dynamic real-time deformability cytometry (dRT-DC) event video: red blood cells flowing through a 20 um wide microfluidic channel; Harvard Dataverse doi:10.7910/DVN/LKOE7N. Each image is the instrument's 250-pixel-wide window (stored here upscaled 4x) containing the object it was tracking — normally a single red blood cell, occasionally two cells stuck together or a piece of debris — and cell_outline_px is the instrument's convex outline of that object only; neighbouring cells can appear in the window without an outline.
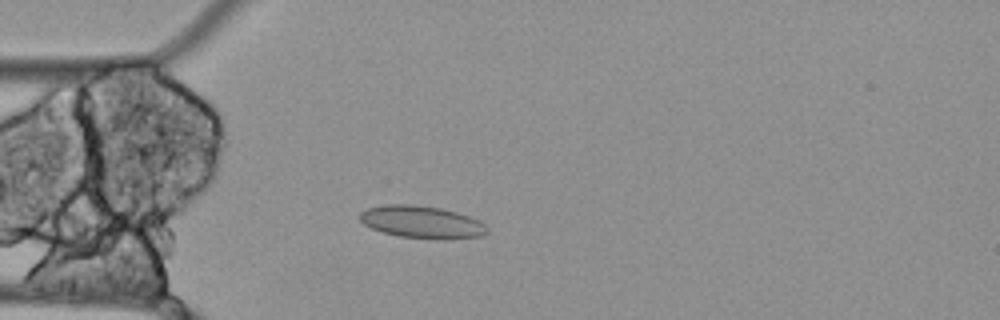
{"species": "Egyptian fruit bat (a non-hibernating species)", "species_latin": "Rousettus aegyptiacus", "temperature_condition": "cold", "stored_images_in_passage": 58, "camera_frame_rate_fps": 3000, "um_per_image_px": 0.085, "animal": {"sex": "female"}, "frame": {"image": 1, "passage_image": 16, "time_ms": 5.0, "image_size_px": [1000, 320], "cell_outline_px": [[488, 232], [480, 236], [444, 240], [436, 240], [400, 236], [384, 232], [372, 228], [364, 224], [360, 220], [360, 212], [368, 208], [388, 204], [412, 204], [440, 208], [456, 212], [480, 220], [488, 228]], "centroid_in_image_um": [35.88, 18.88], "position_along_channel_um": 49.1, "area_um2": 24.04}}
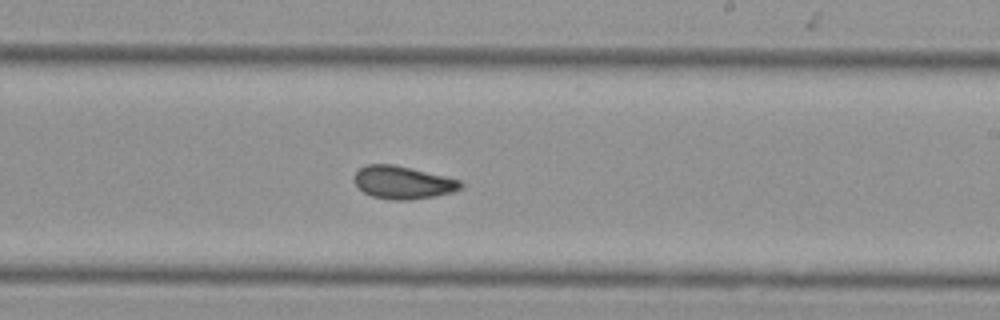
{"frame": {"image": 2, "passage_image": 34, "time_ms": 11.0, "image_size_px": [1000, 320], "cell_outline_px": [[464, 184], [460, 188], [452, 192], [436, 196], [408, 200], [392, 200], [372, 196], [364, 192], [356, 184], [356, 172], [360, 168], [368, 164], [392, 164], [444, 176], [460, 180]], "centroid_in_image_um": [34.26, 15.52], "position_along_channel_um": 254.7, "area_um2": 20.0}}
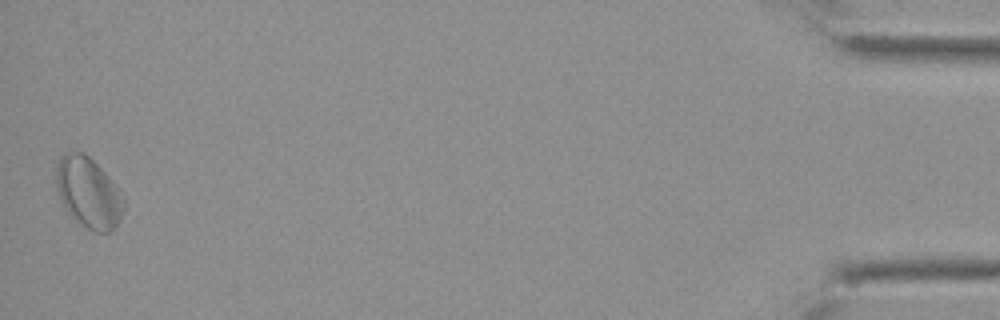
{"frame": {"image": 3, "passage_image": 57, "time_ms": 18.667, "image_size_px": [1000, 320], "cell_outline_px": [[124, 208], [120, 220], [108, 232], [96, 232], [88, 228], [76, 220], [64, 208], [56, 188], [56, 168], [60, 156], [64, 152], [84, 152], [108, 176], [124, 196]], "centroid_in_image_um": [7.5, 16.35], "position_along_channel_um": 427.7, "area_um2": 27.57}, "authors_computed_cell_mechanics": {"area_um2": 21.5016, "velocity_mm_per_s": 3.4265, "shape_relaxation_time_tau1_ms": null, "shape_relaxation_time_tau2_ms": 8.253, "deformation_change_tau1": null, "deformation_change_tau2": 0.1034}}